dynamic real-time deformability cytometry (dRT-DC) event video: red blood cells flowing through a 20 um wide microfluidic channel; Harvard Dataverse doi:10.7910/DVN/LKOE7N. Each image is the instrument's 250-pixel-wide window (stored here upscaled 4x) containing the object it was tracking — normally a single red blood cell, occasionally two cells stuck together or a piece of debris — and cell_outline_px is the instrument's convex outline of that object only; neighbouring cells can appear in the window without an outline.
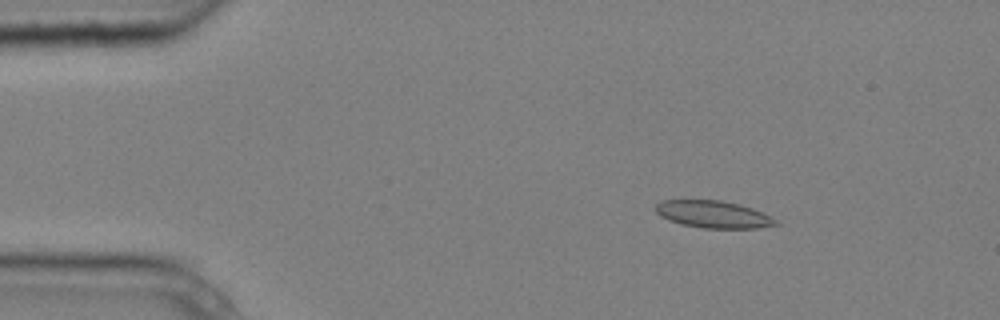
{"species": "common noctule bat (a hibernating species)", "species_latin": "Nyctalus noctula", "temperature_condition": "cold", "stored_images_in_passage": 5, "camera_frame_rate_fps": 3000, "um_per_image_px": 0.085, "animal": {"sex": "male", "body_mass_g": 20.4}, "frame": {"image": 1, "passage_image": 3, "time_ms": 0.667, "image_size_px": [1000, 320], "cell_outline_px": [[780, 224], [756, 228], [704, 228], [680, 224], [668, 220], [660, 216], [656, 212], [656, 204], [660, 200], [720, 200], [740, 204], [752, 208], [776, 220]], "centroid_in_image_um": [60.58, 18.21], "position_along_channel_um": 24.4, "area_um2": 18.96}}